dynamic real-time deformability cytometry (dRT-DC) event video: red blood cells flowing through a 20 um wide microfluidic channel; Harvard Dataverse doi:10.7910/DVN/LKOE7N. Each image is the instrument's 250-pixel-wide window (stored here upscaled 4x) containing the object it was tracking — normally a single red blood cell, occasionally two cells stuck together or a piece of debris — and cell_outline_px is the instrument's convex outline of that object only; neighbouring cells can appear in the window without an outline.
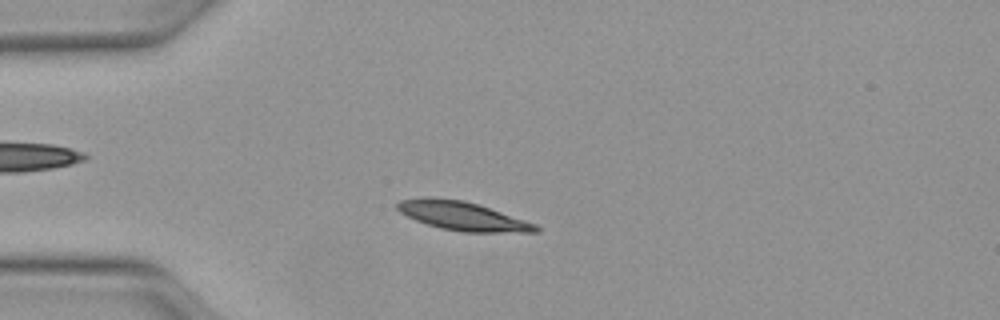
{"species": "Egyptian fruit bat (a non-hibernating species)", "species_latin": "Rousettus aegyptiacus", "temperature_condition": "warm", "stored_images_in_passage": 42, "camera_frame_rate_fps": 3000, "um_per_image_px": 0.085, "animal": {"sex": "female"}, "frame": {"image": 1, "passage_image": 11, "time_ms": 3.333, "image_size_px": [1000, 320], "cell_outline_px": [[540, 232], [460, 232], [440, 228], [416, 220], [400, 212], [396, 208], [396, 204], [400, 200], [424, 196], [432, 196], [464, 200], [536, 224], [540, 228]], "centroid_in_image_um": [39.26, 18.35], "position_along_channel_um": 45.7, "area_um2": 23.12}}
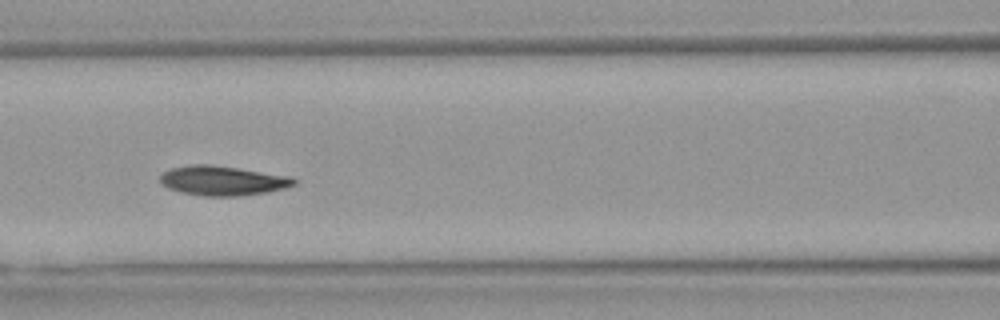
{"frame": {"image": 2, "passage_image": 20, "time_ms": 6.333, "image_size_px": [1000, 320], "cell_outline_px": [[296, 184], [284, 188], [268, 192], [236, 196], [204, 196], [180, 192], [168, 188], [160, 180], [160, 176], [164, 172], [172, 168], [192, 164], [212, 164], [292, 176], [296, 180]], "centroid_in_image_um": [18.95, 15.35], "position_along_channel_um": 147.6, "area_um2": 23.06}}
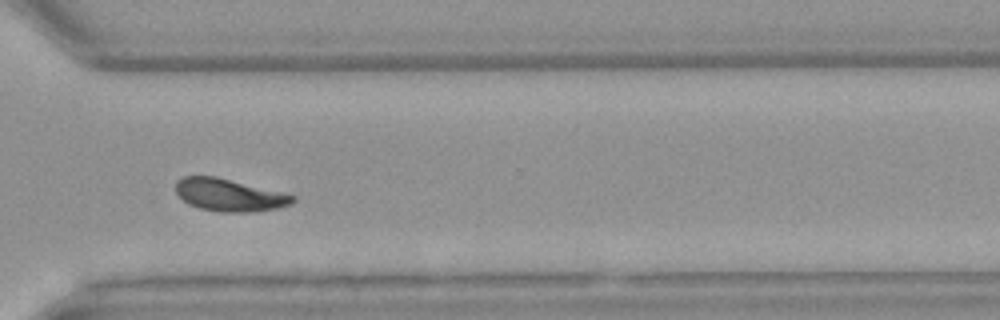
{"frame": {"image": 3, "passage_image": 35, "time_ms": 11.333, "image_size_px": [1000, 320], "cell_outline_px": [[296, 200], [292, 204], [280, 208], [252, 212], [220, 212], [200, 208], [188, 204], [176, 192], [176, 180], [184, 176], [216, 176], [296, 196]], "centroid_in_image_um": [19.5, 16.58], "position_along_channel_um": 351.1, "area_um2": 22.08}, "authors_computed_cell_mechanics": {"area_um2": 21.9062, "velocity_mm_per_s": 4.071, "shape_relaxation_time_tau1_ms": 3.7812, "shape_relaxation_time_tau2_ms": 5.8184, "deformation_change_tau1": 0.1391, "deformation_change_tau2": 0.0907}}